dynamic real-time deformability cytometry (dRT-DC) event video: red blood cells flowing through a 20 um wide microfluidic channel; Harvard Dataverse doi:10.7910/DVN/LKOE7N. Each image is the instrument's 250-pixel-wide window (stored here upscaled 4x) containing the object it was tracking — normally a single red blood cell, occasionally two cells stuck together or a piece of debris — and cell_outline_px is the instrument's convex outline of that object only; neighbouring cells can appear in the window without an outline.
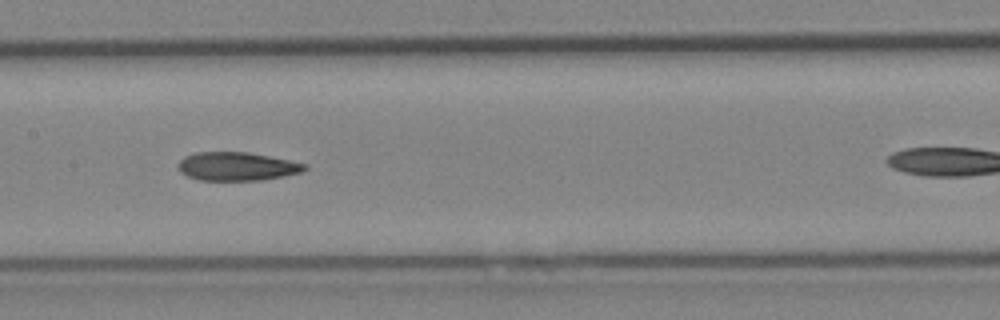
{"species": "Egyptian fruit bat (a non-hibernating species)", "species_latin": "Rousettus aegyptiacus", "temperature_condition": "cold", "stored_images_in_passage": 7, "camera_frame_rate_fps": 3000, "um_per_image_px": 0.085, "animal": {"sex": "female"}, "frame": {"image": 1, "passage_image": 5, "time_ms": 5.667, "image_size_px": [1000, 320], "cell_outline_px": [[308, 168], [300, 172], [284, 176], [260, 180], [200, 180], [188, 176], [180, 172], [176, 164], [184, 156], [196, 152], [248, 152], [308, 164]], "centroid_in_image_um": [20.11, 14.14], "position_along_channel_um": 187.3, "area_um2": 20.98}}
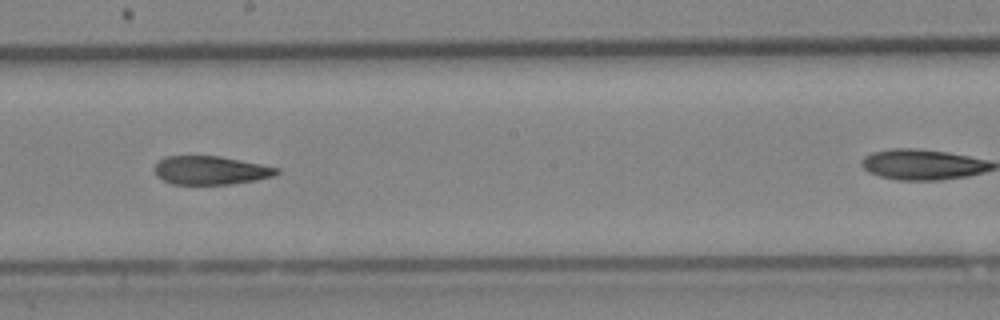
{"frame": {"image": 2, "passage_image": 6, "time_ms": 6.667, "image_size_px": [1000, 320], "cell_outline_px": [[280, 172], [272, 176], [256, 180], [232, 184], [172, 184], [156, 176], [156, 164], [164, 156], [220, 156], [280, 168]], "centroid_in_image_um": [17.92, 14.48], "position_along_channel_um": 230.3, "area_um2": 20.17}}